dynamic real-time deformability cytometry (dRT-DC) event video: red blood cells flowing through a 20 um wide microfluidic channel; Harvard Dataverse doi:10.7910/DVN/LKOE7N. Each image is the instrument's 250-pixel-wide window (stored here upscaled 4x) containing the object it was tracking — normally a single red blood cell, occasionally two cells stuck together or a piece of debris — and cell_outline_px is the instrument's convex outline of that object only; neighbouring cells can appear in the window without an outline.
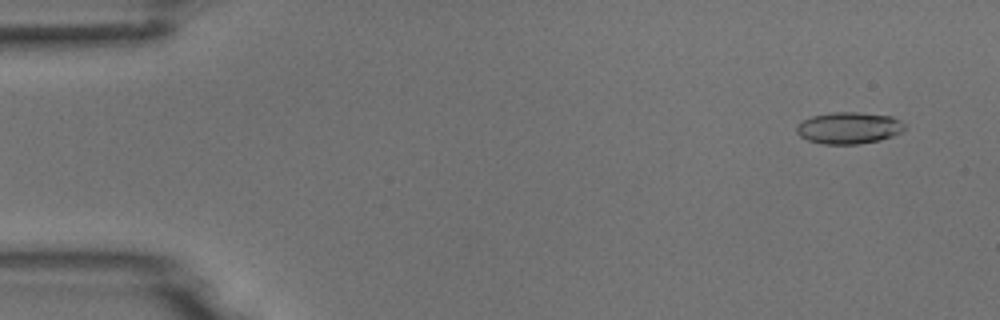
{"species": "common noctule bat (a hibernating species)", "species_latin": "Nyctalus noctula", "temperature_condition": "room temperature", "stored_images_in_passage": 51, "camera_frame_rate_fps": 3000, "um_per_image_px": 0.085, "animal": {"sex": "male", "body_mass_g": 18.8}, "frame": {"image": 1, "passage_image": 4, "time_ms": 1.0, "image_size_px": [1000, 320], "cell_outline_px": [[904, 128], [900, 132], [892, 136], [880, 140], [856, 144], [824, 144], [808, 140], [800, 136], [796, 132], [796, 124], [812, 116], [832, 112], [856, 112], [892, 116], [900, 120], [904, 124]], "centroid_in_image_um": [72.13, 10.87], "position_along_channel_um": 12.9, "area_um2": 19.88}}
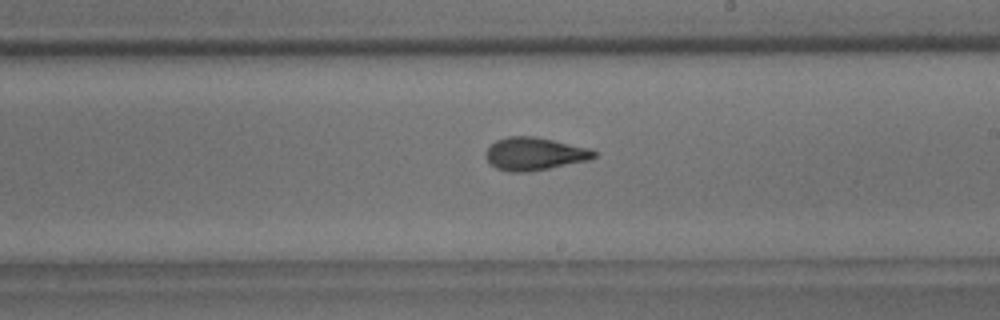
{"frame": {"image": 2, "passage_image": 30, "time_ms": 9.667, "image_size_px": [1000, 320], "cell_outline_px": [[596, 156], [588, 160], [528, 172], [508, 172], [496, 168], [484, 156], [484, 152], [496, 140], [508, 136], [536, 136], [592, 148], [596, 152]], "centroid_in_image_um": [45.43, 13.06], "position_along_channel_um": 243.6, "area_um2": 20.81}}
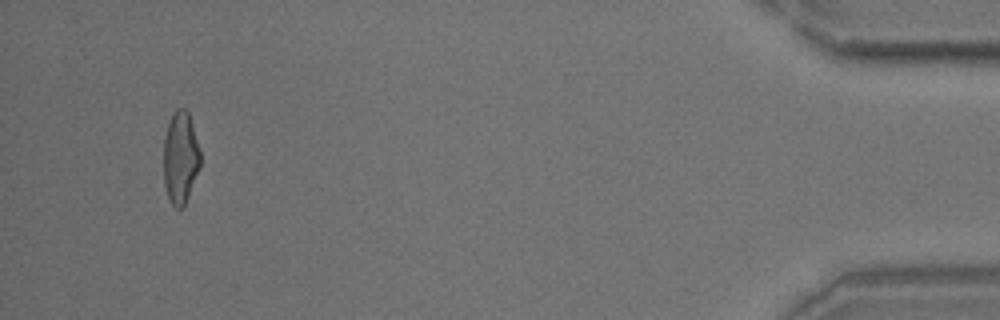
{"frame": {"image": 3, "passage_image": 49, "time_ms": 16.0, "image_size_px": [1000, 320], "cell_outline_px": [[200, 168], [184, 208], [176, 208], [172, 204], [168, 196], [164, 184], [164, 136], [168, 124], [176, 108], [184, 108], [188, 112], [192, 124], [200, 152]], "centroid_in_image_um": [15.34, 13.43], "position_along_channel_um": 419.9, "area_um2": 19.71}}